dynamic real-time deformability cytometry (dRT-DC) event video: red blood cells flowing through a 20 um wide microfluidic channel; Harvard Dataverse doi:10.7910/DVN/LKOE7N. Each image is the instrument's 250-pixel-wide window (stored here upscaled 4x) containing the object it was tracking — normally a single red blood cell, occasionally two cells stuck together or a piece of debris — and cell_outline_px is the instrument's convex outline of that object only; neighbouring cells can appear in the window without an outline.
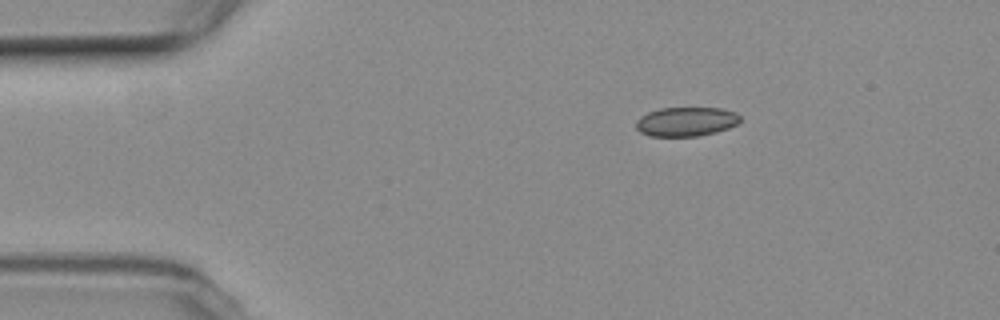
{"species": "common noctule bat (a hibernating species)", "species_latin": "Nyctalus noctula", "temperature_condition": "room temperature", "stored_images_in_passage": 3, "camera_frame_rate_fps": 3000, "um_per_image_px": 0.085, "animal": {"sex": "female", "body_mass_g": 19.3, "forearm_length_mm": 54.1}, "frame": {"image": 1, "passage_image": 1, "time_ms": 0.0, "image_size_px": [1000, 320], "cell_outline_px": [[740, 120], [736, 124], [728, 128], [716, 132], [696, 136], [652, 136], [640, 132], [636, 128], [636, 120], [640, 116], [648, 112], [660, 108], [720, 108], [736, 112], [740, 116]], "centroid_in_image_um": [58.31, 10.33], "position_along_channel_um": 26.7, "area_um2": 17.69}}
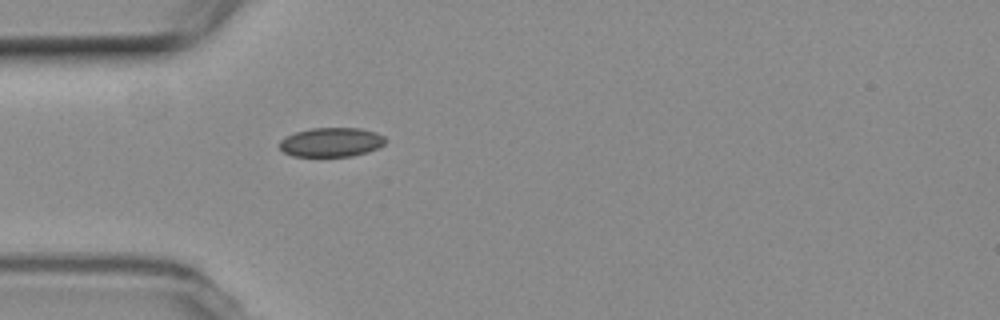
{"frame": {"image": 2, "passage_image": 3, "time_ms": 2.333, "image_size_px": [1000, 320], "cell_outline_px": [[388, 140], [384, 144], [376, 148], [352, 156], [292, 156], [284, 152], [280, 148], [280, 140], [296, 132], [312, 128], [360, 128], [376, 132], [384, 136]], "centroid_in_image_um": [28.17, 12.08], "position_along_channel_um": 56.8, "area_um2": 17.86}}